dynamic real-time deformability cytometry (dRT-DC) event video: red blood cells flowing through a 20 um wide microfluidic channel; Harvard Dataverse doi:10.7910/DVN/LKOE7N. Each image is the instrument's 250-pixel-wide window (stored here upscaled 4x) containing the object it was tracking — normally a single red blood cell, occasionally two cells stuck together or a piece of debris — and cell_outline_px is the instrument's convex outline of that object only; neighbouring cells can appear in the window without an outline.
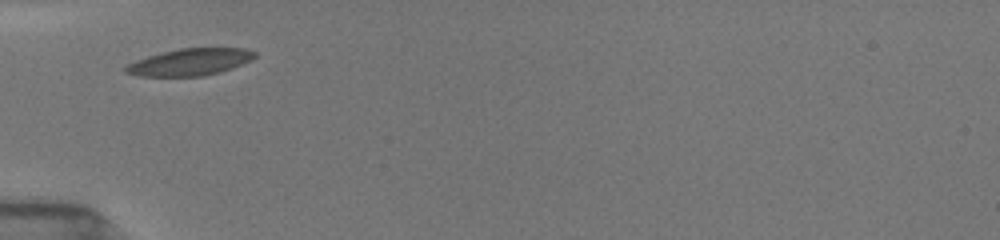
{"species": "common noctule bat (a hibernating species)", "species_latin": "Nyctalus noctula", "temperature_condition": "room temperature", "stored_images_in_passage": 3, "camera_frame_rate_fps": 3000, "um_per_image_px": 0.085, "animal": {"sex": "female", "body_mass_g": 19.5, "forearm_length_mm": 54.1}, "frame": {"image": 1, "passage_image": 1, "time_ms": 0.0, "image_size_px": [1000, 240], "cell_outline_px": [[256, 56], [252, 60], [232, 68], [220, 72], [204, 76], [140, 76], [124, 72], [120, 68], [136, 60], [160, 52], [180, 48], [244, 48], [256, 52]], "centroid_in_image_um": [16.12, 5.27], "position_along_channel_um": 68.9, "area_um2": 20.4}}
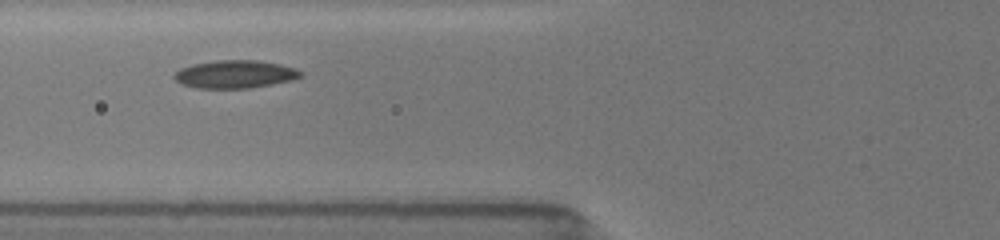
{"frame": {"image": 2, "passage_image": 2, "time_ms": 1.0, "image_size_px": [1000, 240], "cell_outline_px": [[304, 76], [292, 80], [252, 88], [196, 88], [180, 84], [172, 76], [180, 68], [192, 64], [216, 60], [260, 60], [280, 64], [296, 68], [304, 72]], "centroid_in_image_um": [20.0, 6.3], "position_along_channel_um": 105.8, "area_um2": 20.87}}